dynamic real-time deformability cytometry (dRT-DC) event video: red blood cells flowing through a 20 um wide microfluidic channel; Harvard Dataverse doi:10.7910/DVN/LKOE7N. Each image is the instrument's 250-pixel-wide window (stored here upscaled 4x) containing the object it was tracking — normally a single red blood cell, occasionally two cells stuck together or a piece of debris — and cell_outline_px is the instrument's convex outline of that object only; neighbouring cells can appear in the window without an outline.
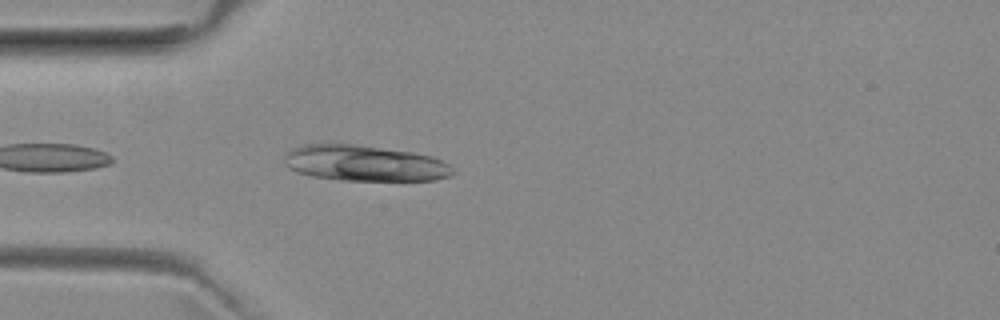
{"species": "common noctule bat (a hibernating species)", "species_latin": "Nyctalus noctula", "temperature_condition": "room temperature", "stored_images_in_passage": 6, "camera_frame_rate_fps": 3000, "um_per_image_px": 0.085, "animal": {"sex": "female", "body_mass_g": 29.2, "forearm_length_mm": 56.3}, "frame": {"image": 1, "passage_image": 2, "time_ms": 0.333, "image_size_px": [1000, 320], "cell_outline_px": [[456, 172], [448, 176], [436, 180], [340, 180], [312, 176], [288, 168], [284, 164], [284, 160], [288, 152], [292, 148], [304, 144], [352, 144], [412, 152], [432, 156], [448, 164]], "centroid_in_image_um": [30.99, 13.87], "position_along_channel_um": 54.0, "area_um2": 34.91}}